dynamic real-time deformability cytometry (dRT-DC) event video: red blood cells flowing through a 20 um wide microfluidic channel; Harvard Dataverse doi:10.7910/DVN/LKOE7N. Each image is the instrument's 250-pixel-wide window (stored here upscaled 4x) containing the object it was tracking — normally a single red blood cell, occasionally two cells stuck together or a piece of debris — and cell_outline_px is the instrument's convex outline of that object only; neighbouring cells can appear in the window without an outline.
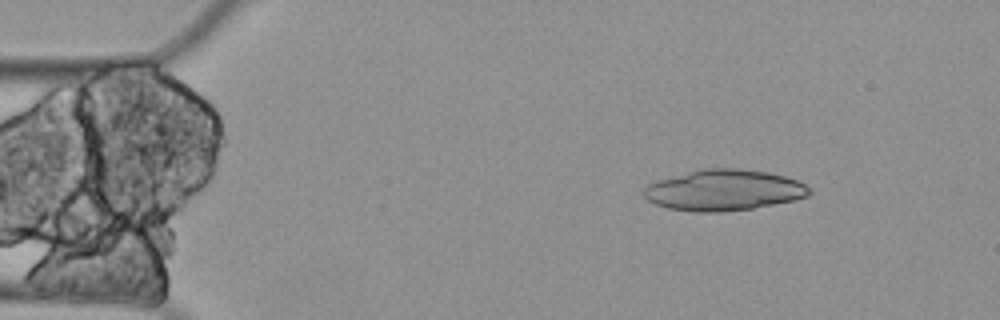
{"species": "Egyptian fruit bat (a non-hibernating species)", "species_latin": "Rousettus aegyptiacus", "temperature_condition": "cold", "stored_images_in_passage": 4, "camera_frame_rate_fps": 3000, "um_per_image_px": 0.085, "animal": {"sex": "female"}, "frame": {"image": 1, "passage_image": 1, "time_ms": 0.0, "image_size_px": [1000, 320], "cell_outline_px": [[812, 192], [808, 196], [796, 200], [752, 208], [720, 212], [696, 212], [668, 208], [656, 204], [648, 200], [644, 196], [644, 188], [648, 184], [656, 180], [700, 168], [740, 168], [768, 172], [784, 176], [796, 180], [812, 188]], "centroid_in_image_um": [61.53, 16.15], "position_along_channel_um": 23.5, "area_um2": 39.71}}